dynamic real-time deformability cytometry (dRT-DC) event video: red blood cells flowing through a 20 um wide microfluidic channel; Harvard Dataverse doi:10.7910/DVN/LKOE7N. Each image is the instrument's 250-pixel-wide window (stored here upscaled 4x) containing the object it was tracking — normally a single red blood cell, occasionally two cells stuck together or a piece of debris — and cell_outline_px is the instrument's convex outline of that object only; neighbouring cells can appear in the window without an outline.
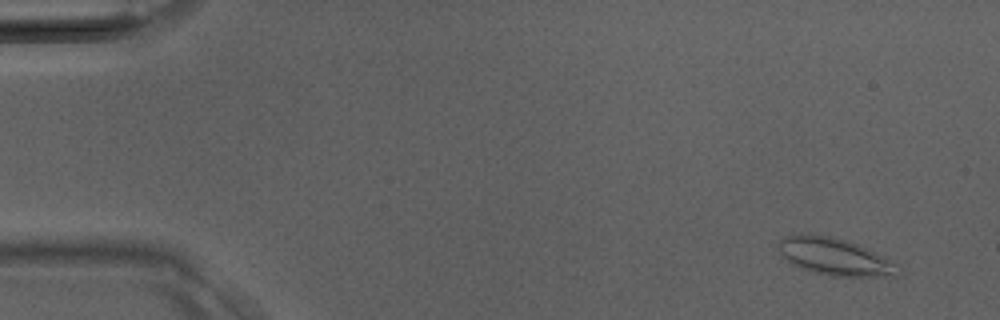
{"species": "Egyptian fruit bat (a non-hibernating species)", "species_latin": "Rousettus aegyptiacus", "temperature_condition": "room temperature", "stored_images_in_passage": 8, "camera_frame_rate_fps": 3000, "um_per_image_px": 0.085, "animal": {"sex": "male"}, "frame": {"image": 1, "passage_image": 3, "time_ms": 0.667, "image_size_px": [1000, 320], "cell_outline_px": [[904, 268], [900, 276], [832, 276], [812, 272], [800, 268], [792, 264], [776, 248], [776, 244], [784, 236], [808, 232], [832, 236], [868, 248]], "centroid_in_image_um": [70.96, 21.81], "position_along_channel_um": 14.0, "area_um2": 26.36}}